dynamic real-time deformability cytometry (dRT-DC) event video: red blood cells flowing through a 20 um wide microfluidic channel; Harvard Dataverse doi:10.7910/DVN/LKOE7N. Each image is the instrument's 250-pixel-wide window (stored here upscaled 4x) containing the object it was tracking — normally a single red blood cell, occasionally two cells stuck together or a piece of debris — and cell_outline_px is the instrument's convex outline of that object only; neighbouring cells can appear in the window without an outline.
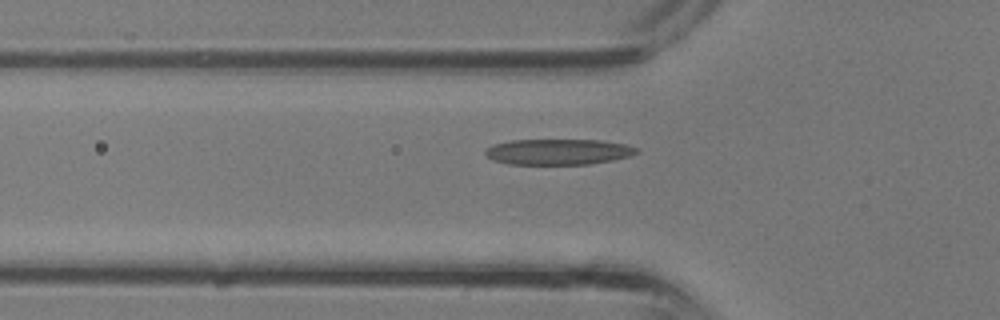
{"species": "common noctule bat (a hibernating species)", "species_latin": "Nyctalus noctula", "temperature_condition": "room temperature", "stored_images_in_passage": 34, "camera_frame_rate_fps": 3000, "um_per_image_px": 0.085, "animal": {"sex": "male", "body_mass_g": 13.3}, "frame": {"image": 1, "passage_image": 12, "time_ms": 3.667, "image_size_px": [1000, 320], "cell_outline_px": [[640, 152], [628, 156], [612, 160], [588, 164], [508, 164], [492, 160], [484, 152], [492, 144], [512, 140], [600, 140], [624, 144], [640, 148]], "centroid_in_image_um": [47.46, 12.9], "position_along_channel_um": 78.3, "area_um2": 22.66}}
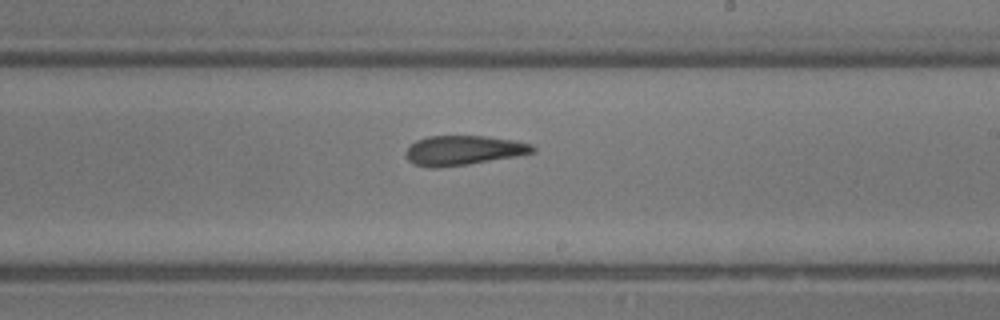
{"frame": {"image": 2, "passage_image": 21, "time_ms": 6.667, "image_size_px": [1000, 320], "cell_outline_px": [[536, 152], [516, 156], [468, 164], [436, 168], [428, 168], [412, 164], [408, 160], [404, 152], [416, 140], [428, 136], [484, 136], [516, 140], [532, 144], [536, 148]], "centroid_in_image_um": [39.38, 12.78], "position_along_channel_um": 249.6, "area_um2": 22.02}}
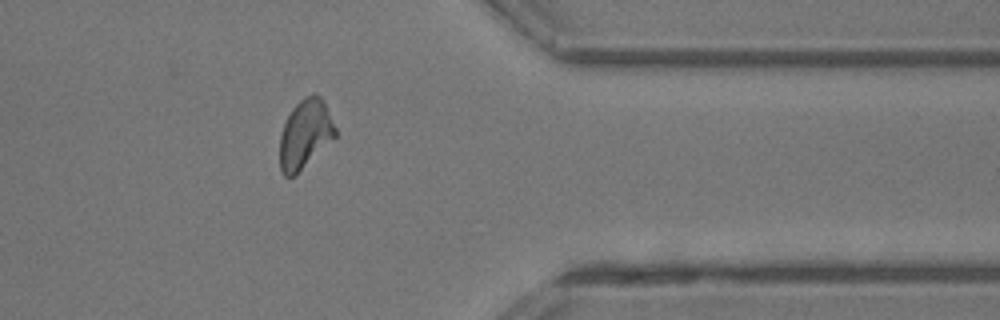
{"frame": {"image": 3, "passage_image": 29, "time_ms": 9.333, "image_size_px": [1000, 320], "cell_outline_px": [[336, 136], [296, 176], [284, 176], [280, 172], [280, 132], [292, 108], [304, 96], [316, 92], [320, 96], [336, 128]], "centroid_in_image_um": [25.91, 11.42], "position_along_channel_um": 385.5, "area_um2": 22.31}}